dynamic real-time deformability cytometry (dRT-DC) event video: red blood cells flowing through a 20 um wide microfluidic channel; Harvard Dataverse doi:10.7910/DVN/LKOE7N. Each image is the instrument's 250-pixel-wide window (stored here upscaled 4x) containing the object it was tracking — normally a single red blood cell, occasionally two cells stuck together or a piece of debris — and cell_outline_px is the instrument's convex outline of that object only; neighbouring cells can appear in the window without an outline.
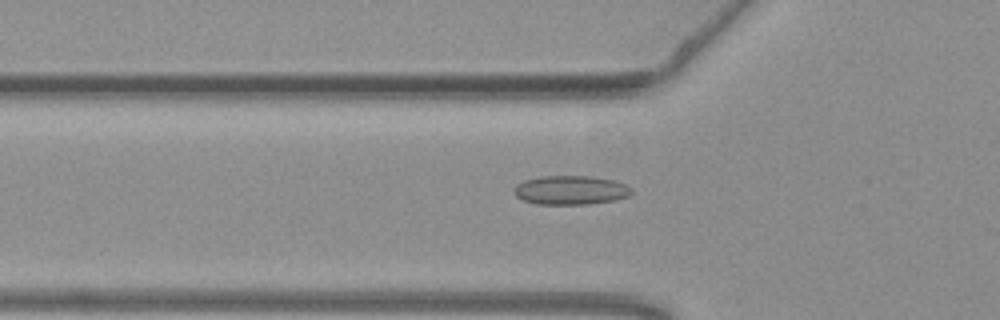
{"species": "common noctule bat (a hibernating species)", "species_latin": "Nyctalus noctula", "temperature_condition": "warm", "stored_images_in_passage": 48, "camera_frame_rate_fps": 3000, "um_per_image_px": 0.085, "animal": {"sex": "female", "body_mass_g": 19.3, "forearm_length_mm": 54.1}, "frame": {"image": 1, "passage_image": 19, "time_ms": 6.0, "image_size_px": [1000, 320], "cell_outline_px": [[632, 192], [628, 196], [616, 200], [588, 204], [536, 204], [524, 200], [516, 196], [512, 192], [512, 188], [516, 184], [524, 180], [540, 176], [592, 176], [616, 180], [628, 184], [632, 188]], "centroid_in_image_um": [48.51, 16.15], "position_along_channel_um": 77.3, "area_um2": 20.23}}
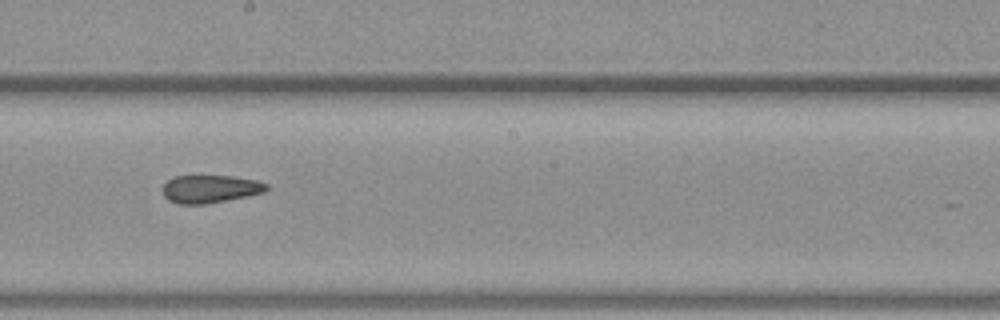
{"frame": {"image": 2, "passage_image": 31, "time_ms": 10.0, "image_size_px": [1000, 320], "cell_outline_px": [[268, 188], [264, 192], [248, 196], [204, 204], [176, 204], [168, 200], [164, 196], [164, 184], [172, 176], [232, 176], [256, 180], [268, 184]], "centroid_in_image_um": [17.86, 16.06], "position_along_channel_um": 230.3, "area_um2": 16.82}}
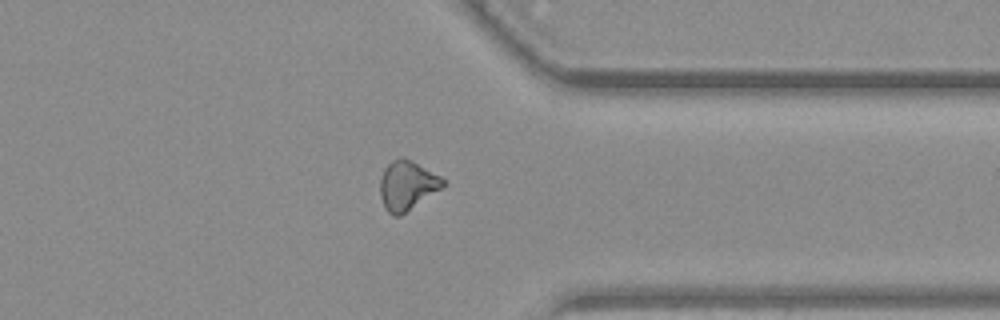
{"frame": {"image": 3, "passage_image": 43, "time_ms": 14.0, "image_size_px": [1000, 320], "cell_outline_px": [[444, 184], [440, 188], [400, 216], [392, 216], [384, 208], [380, 196], [380, 176], [384, 168], [392, 160], [400, 156], [440, 176], [444, 180]], "centroid_in_image_um": [34.53, 15.77], "position_along_channel_um": 376.9, "area_um2": 17.63}, "authors_computed_cell_mechanics": {"area_um2": 17.9469, "velocity_mm_per_s": 3.8076, "shape_relaxation_time_tau1_ms": null, "shape_relaxation_time_tau2_ms": 2.6469, "deformation_change_tau1": null, "deformation_change_tau2": 0.1064}}